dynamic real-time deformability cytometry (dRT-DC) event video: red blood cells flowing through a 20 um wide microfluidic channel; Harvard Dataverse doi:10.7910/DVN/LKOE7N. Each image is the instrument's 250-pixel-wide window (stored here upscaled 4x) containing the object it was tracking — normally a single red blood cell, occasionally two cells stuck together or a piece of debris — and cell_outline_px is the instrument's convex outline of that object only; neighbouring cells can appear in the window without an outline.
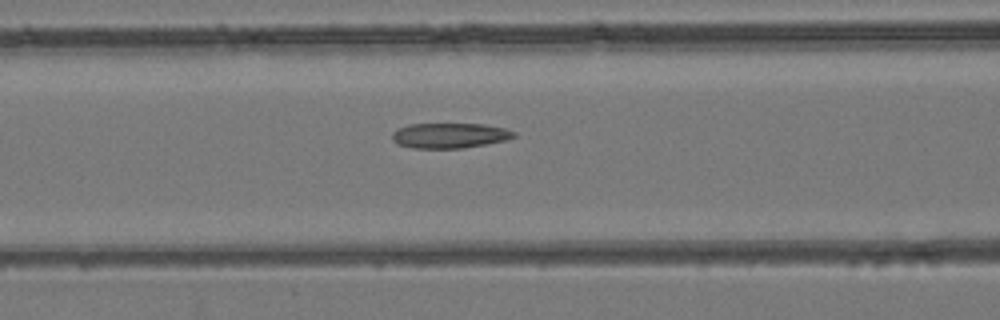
{"species": "common noctule bat (a hibernating species)", "species_latin": "Nyctalus noctula", "temperature_condition": "room temperature", "stored_images_in_passage": 41, "camera_frame_rate_fps": 3000, "um_per_image_px": 0.085, "animal": {"sex": "female", "body_mass_g": 24.6, "forearm_length_mm": 56.2}, "frame": {"image": 1, "passage_image": 21, "time_ms": 6.667, "image_size_px": [1000, 320], "cell_outline_px": [[516, 136], [508, 140], [464, 148], [412, 148], [396, 144], [392, 140], [392, 132], [396, 128], [408, 124], [484, 124], [504, 128], [516, 132]], "centroid_in_image_um": [38.2, 11.52], "position_along_channel_um": 128.4, "area_um2": 18.09}}
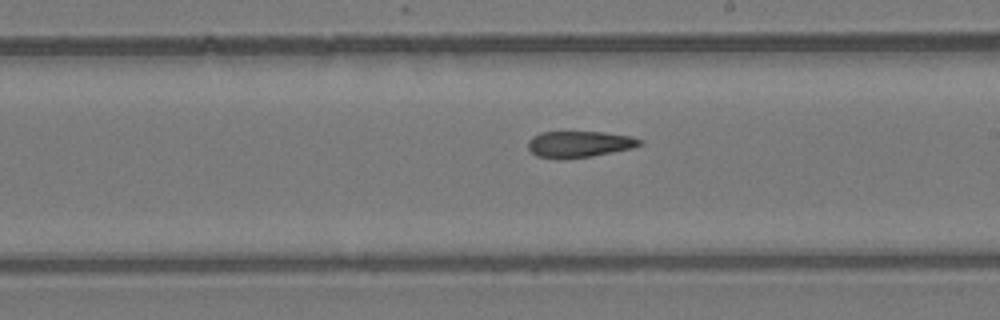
{"frame": {"image": 2, "passage_image": 29, "time_ms": 9.333, "image_size_px": [1000, 320], "cell_outline_px": [[644, 140], [640, 144], [632, 148], [592, 156], [556, 160], [536, 156], [528, 148], [528, 140], [532, 136], [540, 132], [604, 132], [632, 136]], "centroid_in_image_um": [49.21, 12.26], "position_along_channel_um": 239.8, "area_um2": 17.34}}
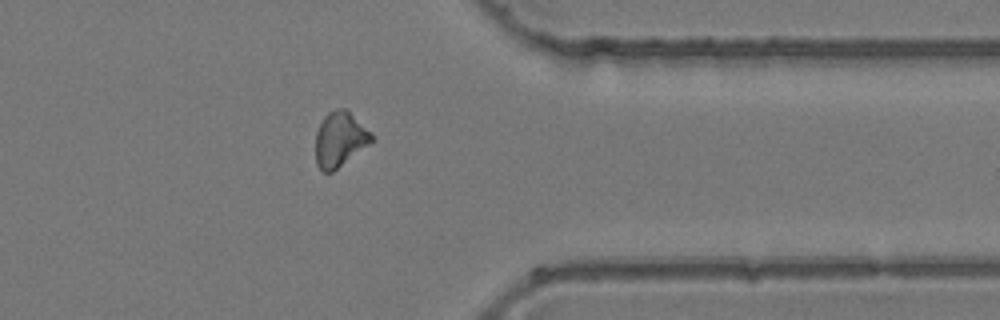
{"frame": {"image": 3, "passage_image": 40, "time_ms": 13.0, "image_size_px": [1000, 320], "cell_outline_px": [[372, 140], [368, 144], [332, 172], [324, 172], [316, 164], [316, 132], [324, 116], [328, 112], [336, 108], [344, 108], [372, 132]], "centroid_in_image_um": [28.86, 11.82], "position_along_channel_um": 382.5, "area_um2": 17.51}}